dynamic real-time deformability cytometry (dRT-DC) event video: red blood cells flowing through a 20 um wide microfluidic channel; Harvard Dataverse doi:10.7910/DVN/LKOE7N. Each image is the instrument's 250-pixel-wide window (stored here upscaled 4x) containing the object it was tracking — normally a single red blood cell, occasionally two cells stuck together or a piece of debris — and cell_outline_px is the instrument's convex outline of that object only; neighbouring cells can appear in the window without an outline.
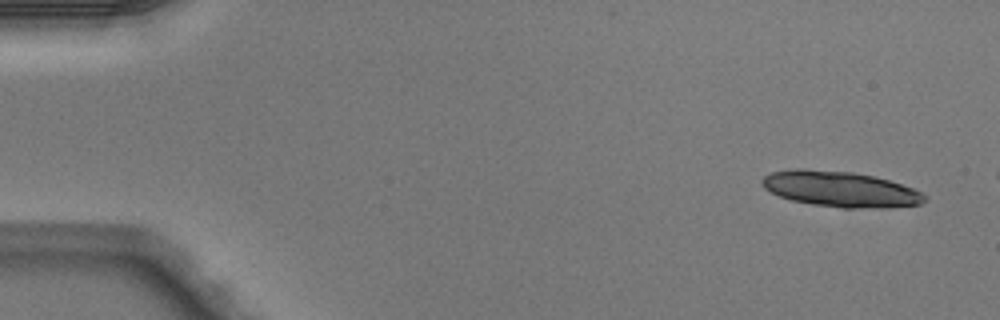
{"species": "Egyptian fruit bat (a non-hibernating species)", "species_latin": "Rousettus aegyptiacus", "temperature_condition": "warm", "stored_images_in_passage": 3, "camera_frame_rate_fps": 3000, "um_per_image_px": 0.085, "animal": {"sex": "male"}, "frame": {"image": 1, "passage_image": 1, "time_ms": 0.0, "image_size_px": [1000, 320], "cell_outline_px": [[928, 196], [920, 204], [876, 208], [844, 208], [812, 204], [792, 200], [780, 196], [764, 188], [760, 184], [760, 180], [764, 176], [772, 172], [796, 168], [852, 172], [872, 176], [888, 180], [912, 188]], "centroid_in_image_um": [71.38, 16.07], "position_along_channel_um": 13.6, "area_um2": 33.41}}